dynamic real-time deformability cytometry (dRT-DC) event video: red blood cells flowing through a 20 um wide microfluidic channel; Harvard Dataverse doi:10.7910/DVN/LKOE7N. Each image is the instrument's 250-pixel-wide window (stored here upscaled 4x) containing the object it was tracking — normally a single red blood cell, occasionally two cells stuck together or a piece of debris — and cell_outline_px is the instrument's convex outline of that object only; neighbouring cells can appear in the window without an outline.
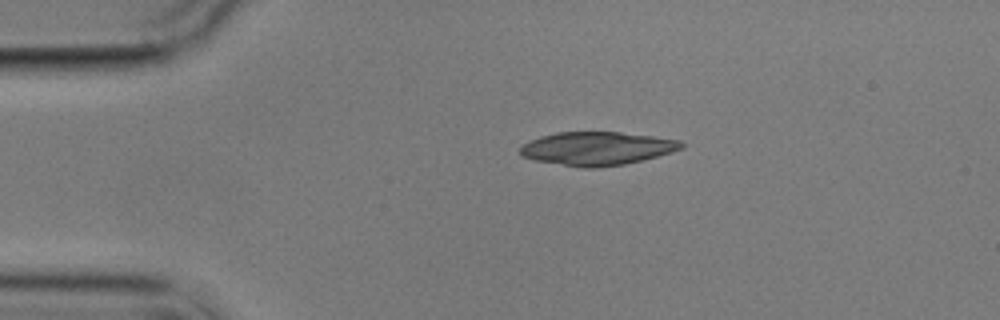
{"species": "common noctule bat (a hibernating species)", "species_latin": "Nyctalus noctula", "temperature_condition": "cold", "stored_images_in_passage": 2, "camera_frame_rate_fps": 3000, "um_per_image_px": 0.085, "animal": {"sex": "male", "body_mass_g": 17.9}, "frame": {"image": 1, "passage_image": 1, "time_ms": 0.0, "image_size_px": [1000, 320], "cell_outline_px": [[684, 148], [672, 152], [624, 164], [596, 168], [584, 168], [536, 160], [520, 156], [520, 148], [524, 144], [540, 136], [556, 132], [620, 132], [652, 136], [680, 140], [684, 144]], "centroid_in_image_um": [50.75, 12.61], "position_along_channel_um": 34.3, "area_um2": 31.15}}